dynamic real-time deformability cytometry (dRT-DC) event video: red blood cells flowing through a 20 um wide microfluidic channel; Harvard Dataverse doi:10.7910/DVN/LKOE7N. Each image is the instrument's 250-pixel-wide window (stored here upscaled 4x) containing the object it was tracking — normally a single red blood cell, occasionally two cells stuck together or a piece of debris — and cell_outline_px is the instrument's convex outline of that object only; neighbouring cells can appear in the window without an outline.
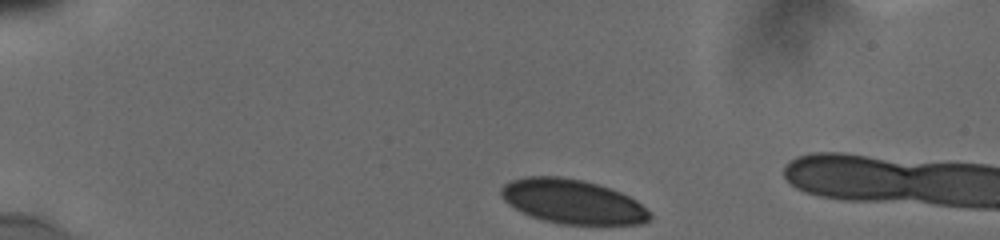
{"species": "human", "species_latin": "Homo sapiens", "temperature_condition": "cold", "stored_images_in_passage": 65, "camera_frame_rate_fps": 3000, "um_per_image_px": 0.085, "donor": {"sex": "male"}, "frame": {"image": 1, "passage_image": 1, "time_ms": 0.0, "image_size_px": [1000, 240], "cell_outline_px": [[652, 220], [644, 224], [560, 224], [544, 220], [520, 212], [508, 204], [500, 196], [500, 188], [504, 184], [512, 180], [524, 176], [560, 176], [584, 180], [620, 192], [636, 200], [652, 212]], "centroid_in_image_um": [48.67, 17.13], "position_along_channel_um": 36.3, "area_um2": 38.67}}
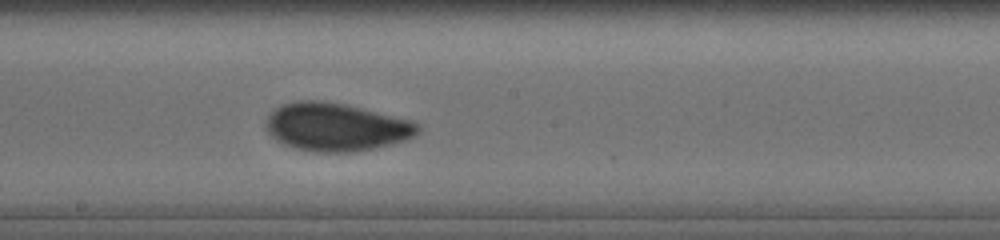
{"frame": {"image": 2, "passage_image": 33, "time_ms": 6.667, "image_size_px": [1000, 240], "cell_outline_px": [[420, 132], [416, 136], [392, 144], [376, 148], [356, 152], [316, 152], [292, 148], [276, 140], [264, 128], [264, 124], [268, 116], [276, 108], [284, 104], [300, 100], [316, 100], [340, 104], [360, 108], [412, 120], [420, 124]], "centroid_in_image_um": [28.57, 10.82], "position_along_channel_um": 219.6, "area_um2": 42.6}}
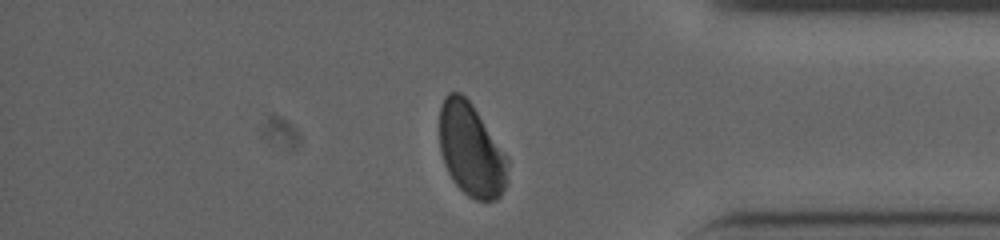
{"frame": {"image": 3, "passage_image": 58, "time_ms": 11.667, "image_size_px": [1000, 240], "cell_outline_px": [[508, 184], [500, 196], [496, 200], [476, 200], [468, 196], [456, 184], [448, 172], [444, 164], [440, 152], [440, 104], [444, 96], [448, 92], [460, 92], [472, 104], [508, 156]], "centroid_in_image_um": [40.06, 12.75], "position_along_channel_um": 395.1, "area_um2": 37.34}, "authors_computed_cell_mechanics": {"area_um2": 40.5756, "velocity_mm_per_s": 3.8023, "shape_relaxation_time_tau1_ms": 4.017, "shape_relaxation_time_tau2_ms": null, "deformation_change_tau1": 0.102, "deformation_change_tau2": null}}